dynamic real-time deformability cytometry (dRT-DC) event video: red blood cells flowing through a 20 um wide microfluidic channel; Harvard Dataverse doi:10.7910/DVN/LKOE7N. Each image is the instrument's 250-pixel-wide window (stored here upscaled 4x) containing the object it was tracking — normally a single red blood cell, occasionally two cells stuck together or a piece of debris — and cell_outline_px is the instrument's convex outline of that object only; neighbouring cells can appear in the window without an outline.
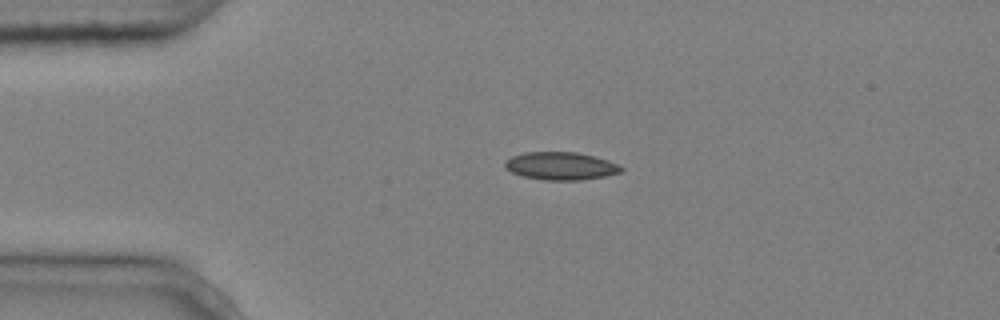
{"species": "common noctule bat (a hibernating species)", "species_latin": "Nyctalus noctula", "temperature_condition": "cold", "stored_images_in_passage": 3, "camera_frame_rate_fps": 3000, "um_per_image_px": 0.085, "animal": {"sex": "male", "body_mass_g": 20.4}, "frame": {"image": 1, "passage_image": 2, "time_ms": 0.333, "image_size_px": [1000, 320], "cell_outline_px": [[624, 172], [604, 176], [580, 180], [544, 180], [524, 176], [512, 172], [504, 168], [504, 160], [512, 156], [524, 152], [576, 152], [608, 160], [620, 164], [624, 168]], "centroid_in_image_um": [47.67, 14.1], "position_along_channel_um": 37.3, "area_um2": 18.96}}